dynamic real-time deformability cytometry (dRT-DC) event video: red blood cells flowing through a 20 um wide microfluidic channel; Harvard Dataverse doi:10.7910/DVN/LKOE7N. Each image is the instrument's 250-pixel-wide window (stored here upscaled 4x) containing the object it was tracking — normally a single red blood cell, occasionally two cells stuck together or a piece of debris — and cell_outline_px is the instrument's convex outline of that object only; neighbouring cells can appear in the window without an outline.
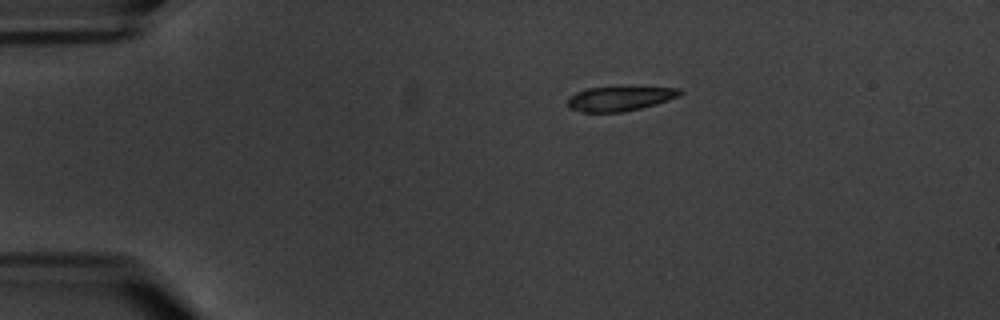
{"species": "common noctule bat (a hibernating species)", "species_latin": "Nyctalus noctula", "temperature_condition": "warm", "stored_images_in_passage": 5, "camera_frame_rate_fps": 3000, "um_per_image_px": 0.085, "animal": {"sex": "male", "body_mass_g": 20.1, "forearm_length_mm": 53.5}, "frame": {"image": 1, "passage_image": 5, "time_ms": 5.667, "image_size_px": [1000, 320], "cell_outline_px": [[684, 92], [680, 96], [656, 104], [624, 112], [580, 112], [568, 108], [568, 100], [576, 92], [588, 88], [680, 88]], "centroid_in_image_um": [52.68, 8.4], "position_along_channel_um": 32.3, "area_um2": 15.72}}